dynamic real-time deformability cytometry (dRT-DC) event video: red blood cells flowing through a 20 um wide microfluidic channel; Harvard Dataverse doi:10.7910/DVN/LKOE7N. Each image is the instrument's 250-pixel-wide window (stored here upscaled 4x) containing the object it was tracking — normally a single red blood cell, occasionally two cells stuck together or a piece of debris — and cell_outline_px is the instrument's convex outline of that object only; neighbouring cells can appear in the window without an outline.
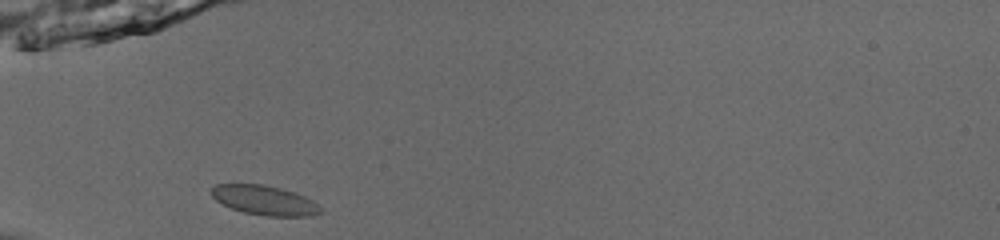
{"species": "common noctule bat (a hibernating species)", "species_latin": "Nyctalus noctula", "temperature_condition": "room temperature", "stored_images_in_passage": 35, "camera_frame_rate_fps": 3000, "um_per_image_px": 0.085, "animal": {"sex": "male", "body_mass_g": 13.0, "forearm_length_mm": 53.1}, "frame": {"image": 1, "passage_image": 1, "time_ms": 0.0, "image_size_px": [1000, 240], "cell_outline_px": [[320, 212], [312, 216], [264, 216], [244, 212], [232, 208], [216, 200], [208, 192], [216, 184], [264, 184], [296, 192], [312, 200], [320, 208]], "centroid_in_image_um": [22.46, 17.01], "position_along_channel_um": 62.5, "area_um2": 18.73}}
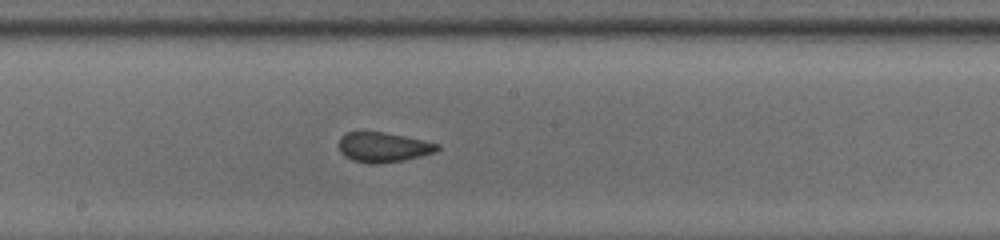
{"frame": {"image": 2, "passage_image": 13, "time_ms": 4.0, "image_size_px": [1000, 240], "cell_outline_px": [[440, 148], [436, 152], [404, 160], [380, 164], [368, 164], [352, 160], [344, 156], [340, 152], [340, 136], [348, 132], [384, 132], [424, 140], [440, 144]], "centroid_in_image_um": [32.59, 12.52], "position_along_channel_um": 215.6, "area_um2": 17.22}}
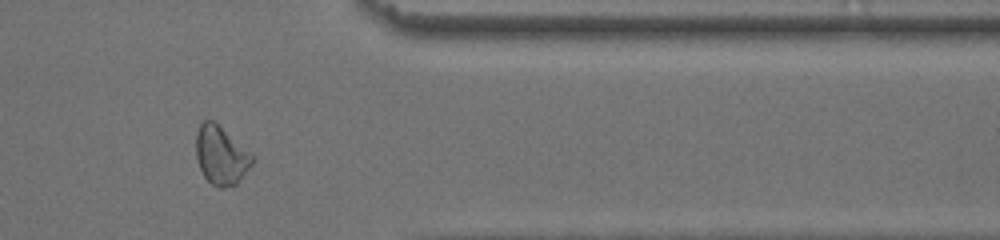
{"frame": {"image": 3, "passage_image": 27, "time_ms": 8.667, "image_size_px": [1000, 240], "cell_outline_px": [[256, 156], [252, 164], [236, 184], [220, 188], [216, 188], [204, 176], [200, 168], [196, 156], [196, 132], [200, 124], [204, 120], [212, 120]], "centroid_in_image_um": [18.79, 13.21], "position_along_channel_um": 392.6, "area_um2": 19.07}, "authors_computed_cell_mechanics": {"area_um2": 17.7446, "velocity_mm_per_s": 3.9563, "shape_relaxation_time_tau1_ms": 6.9576, "shape_relaxation_time_tau2_ms": 0.7967, "deformation_change_tau1": 0.1116, "deformation_change_tau2": 0.0395}}